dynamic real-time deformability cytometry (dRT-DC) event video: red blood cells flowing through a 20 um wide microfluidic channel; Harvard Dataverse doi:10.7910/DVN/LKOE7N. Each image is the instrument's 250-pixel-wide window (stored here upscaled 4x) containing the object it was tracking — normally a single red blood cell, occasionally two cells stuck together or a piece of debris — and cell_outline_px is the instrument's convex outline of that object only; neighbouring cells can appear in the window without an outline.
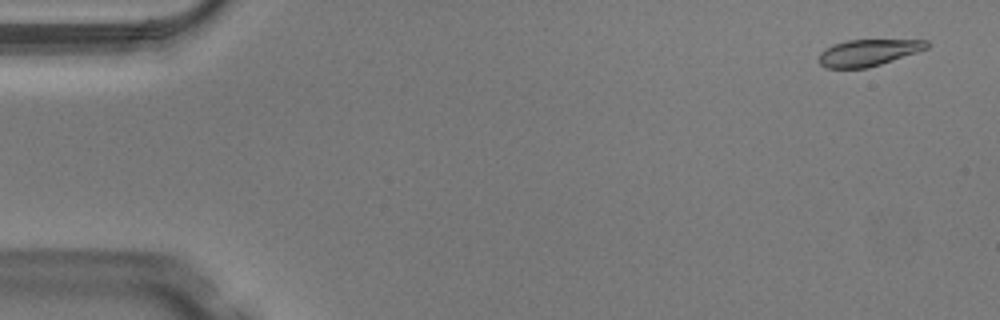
{"species": "Egyptian fruit bat (a non-hibernating species)", "species_latin": "Rousettus aegyptiacus", "temperature_condition": "warm", "stored_images_in_passage": 50, "camera_frame_rate_fps": 3000, "um_per_image_px": 0.085, "animal": {"sex": "male"}, "frame": {"image": 1, "passage_image": 3, "time_ms": 0.667, "image_size_px": [1000, 320], "cell_outline_px": [[928, 48], [868, 68], [824, 68], [820, 64], [820, 52], [832, 44], [848, 40], [928, 40]], "centroid_in_image_um": [73.77, 4.47], "position_along_channel_um": 11.2, "area_um2": 16.53}}
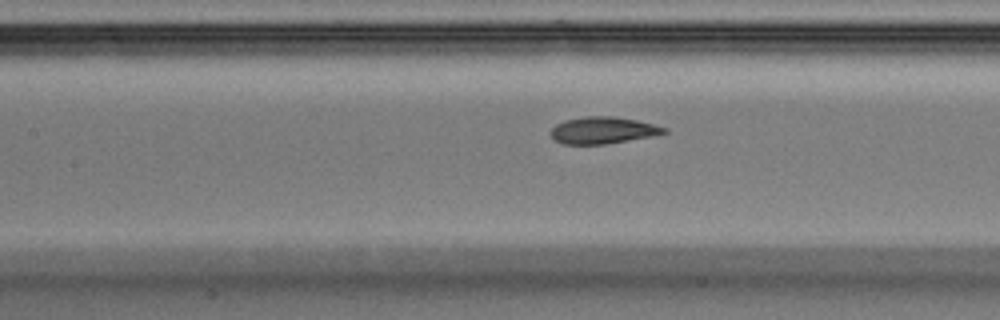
{"frame": {"image": 2, "passage_image": 23, "time_ms": 7.333, "image_size_px": [1000, 320], "cell_outline_px": [[668, 132], [648, 136], [604, 144], [564, 144], [556, 140], [552, 136], [552, 128], [556, 124], [564, 120], [588, 116], [612, 116], [636, 120], [668, 128]], "centroid_in_image_um": [51.23, 11.06], "position_along_channel_um": 156.2, "area_um2": 17.28}}
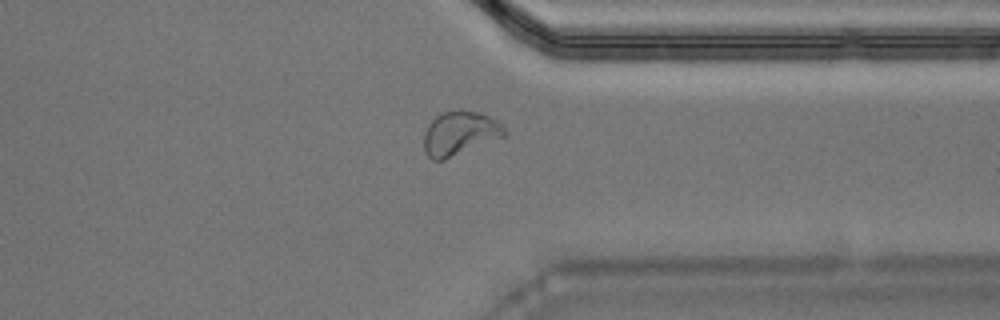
{"frame": {"image": 3, "passage_image": 39, "time_ms": 12.667, "image_size_px": [1000, 320], "cell_outline_px": [[508, 136], [444, 160], [432, 160], [424, 152], [424, 132], [428, 124], [440, 112], [456, 108], [460, 108], [480, 112], [496, 120], [508, 132]], "centroid_in_image_um": [39.09, 11.31], "position_along_channel_um": 372.3, "area_um2": 21.33}, "authors_computed_cell_mechanics": {"area_um2": 18.0914, "velocity_mm_per_s": 4.0881, "shape_relaxation_time_tau1_ms": 3.2223, "shape_relaxation_time_tau2_ms": 1.1903, "deformation_change_tau1": 0.1469, "deformation_change_tau2": 0.0524}}